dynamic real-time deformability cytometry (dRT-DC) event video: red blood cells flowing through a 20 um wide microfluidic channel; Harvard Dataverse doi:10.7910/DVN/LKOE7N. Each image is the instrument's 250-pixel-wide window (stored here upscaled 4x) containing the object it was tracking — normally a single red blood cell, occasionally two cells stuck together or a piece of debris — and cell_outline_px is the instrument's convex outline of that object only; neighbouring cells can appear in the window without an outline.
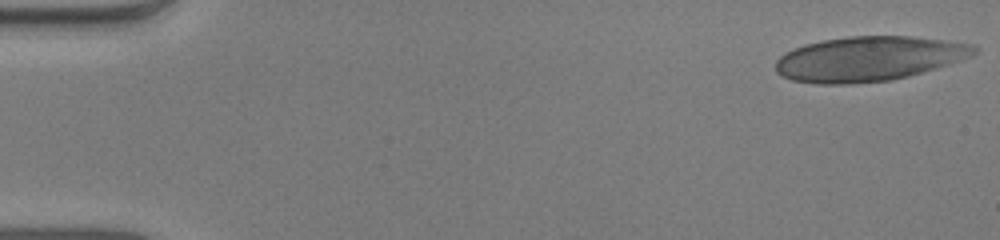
{"species": "human", "species_latin": "Homo sapiens", "temperature_condition": "warm", "stored_images_in_passage": 50, "camera_frame_rate_fps": 3000, "um_per_image_px": 0.085, "donor": {"sex": "male"}, "frame": {"image": 1, "passage_image": 1, "time_ms": 0.0, "image_size_px": [1000, 240], "cell_outline_px": [[980, 48], [972, 56], [948, 64], [908, 76], [892, 80], [852, 84], [816, 84], [792, 80], [780, 76], [776, 72], [776, 60], [784, 52], [804, 44], [824, 40], [848, 36], [912, 36], [976, 44]], "centroid_in_image_um": [73.83, 4.99], "position_along_channel_um": 11.2, "area_um2": 52.02}}
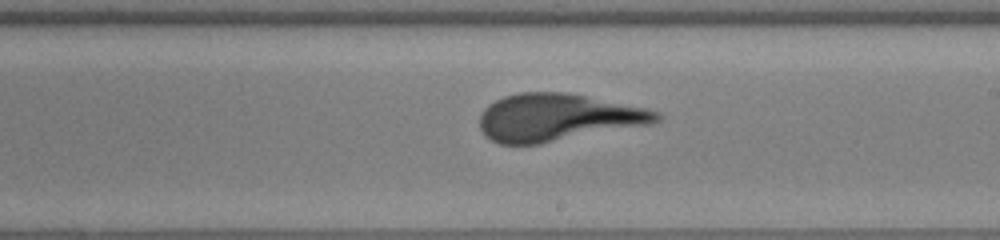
{"frame": {"image": 2, "passage_image": 29, "time_ms": 9.333, "image_size_px": [1000, 240], "cell_outline_px": [[660, 120], [652, 124], [540, 144], [500, 144], [484, 136], [480, 128], [480, 116], [484, 108], [488, 104], [504, 96], [520, 92], [560, 92], [584, 96], [644, 108], [660, 112]], "centroid_in_image_um": [47.36, 10.0], "position_along_channel_um": 241.6, "area_um2": 48.55}}
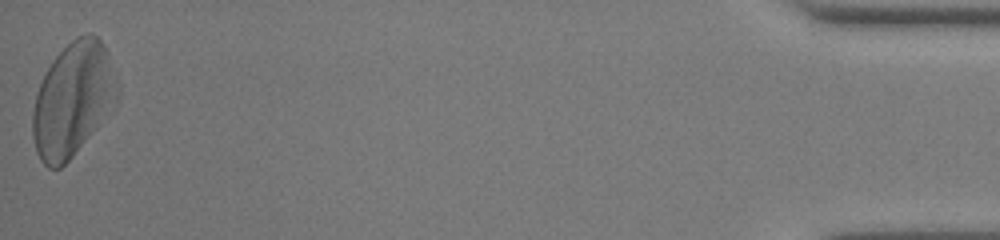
{"frame": {"image": 3, "passage_image": 50, "time_ms": 16.333, "image_size_px": [1000, 240], "cell_outline_px": [[120, 96], [96, 128], [72, 156], [60, 168], [48, 168], [40, 160], [36, 152], [32, 136], [32, 112], [36, 92], [44, 72], [52, 60], [76, 36], [88, 32], [92, 32], [104, 44], [120, 84]], "centroid_in_image_um": [6.19, 8.42], "position_along_channel_um": 429.0, "area_um2": 56.41}}